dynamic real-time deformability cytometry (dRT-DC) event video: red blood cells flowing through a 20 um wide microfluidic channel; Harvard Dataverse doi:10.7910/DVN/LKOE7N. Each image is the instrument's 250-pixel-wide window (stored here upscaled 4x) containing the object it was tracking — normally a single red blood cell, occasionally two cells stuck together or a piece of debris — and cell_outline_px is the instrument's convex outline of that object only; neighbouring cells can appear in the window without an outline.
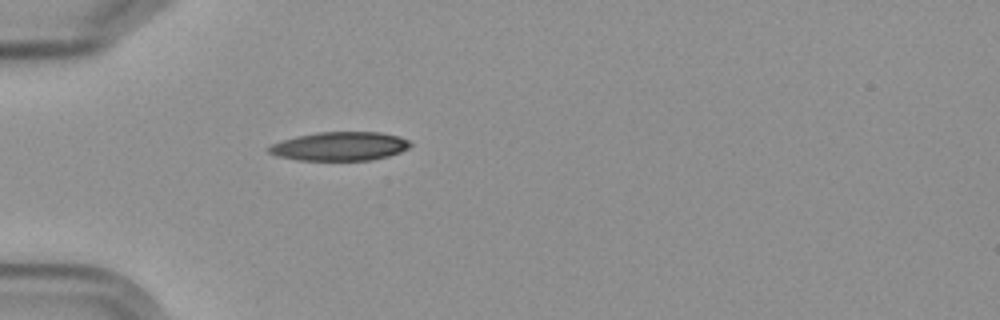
{"species": "Egyptian fruit bat (a non-hibernating species)", "species_latin": "Rousettus aegyptiacus", "temperature_condition": "cold", "stored_images_in_passage": 2, "camera_frame_rate_fps": 3000, "um_per_image_px": 0.085, "frame": {"image": 1, "passage_image": 2, "time_ms": 44.333, "image_size_px": [1000, 320], "cell_outline_px": [[412, 144], [408, 148], [400, 152], [388, 156], [372, 160], [300, 160], [276, 156], [268, 152], [268, 148], [272, 144], [280, 140], [296, 136], [316, 132], [380, 132], [400, 136], [408, 140]], "centroid_in_image_um": [28.88, 12.43], "position_along_channel_um": 56.1, "area_um2": 23.81}}